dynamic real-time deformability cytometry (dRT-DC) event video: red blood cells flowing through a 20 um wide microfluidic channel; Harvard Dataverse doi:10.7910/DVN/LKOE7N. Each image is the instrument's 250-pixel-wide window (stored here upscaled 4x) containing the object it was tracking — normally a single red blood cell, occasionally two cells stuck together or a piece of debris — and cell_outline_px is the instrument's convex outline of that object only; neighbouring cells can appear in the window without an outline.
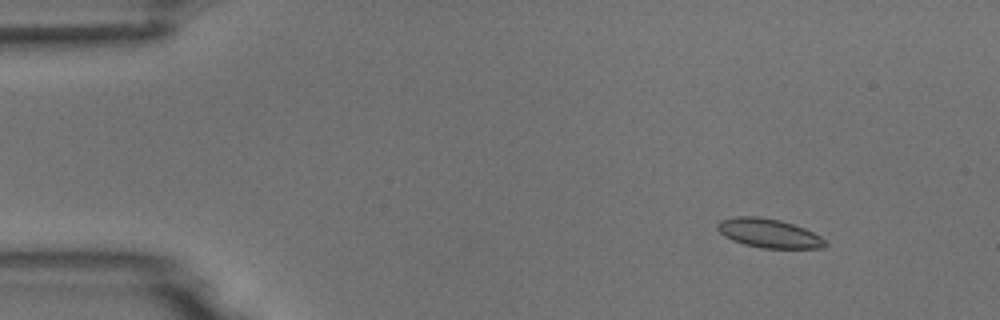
{"species": "common noctule bat (a hibernating species)", "species_latin": "Nyctalus noctula", "temperature_condition": "room temperature", "stored_images_in_passage": 5, "camera_frame_rate_fps": 3000, "um_per_image_px": 0.085, "animal": {"sex": "male", "body_mass_g": 18.8}, "frame": {"image": 1, "passage_image": 2, "time_ms": 1.0, "image_size_px": [1000, 320], "cell_outline_px": [[828, 244], [820, 248], [764, 248], [744, 244], [732, 240], [724, 236], [716, 228], [716, 224], [720, 220], [736, 216], [756, 216], [780, 220], [804, 228], [820, 236]], "centroid_in_image_um": [65.31, 19.82], "position_along_channel_um": 19.7, "area_um2": 18.09}}
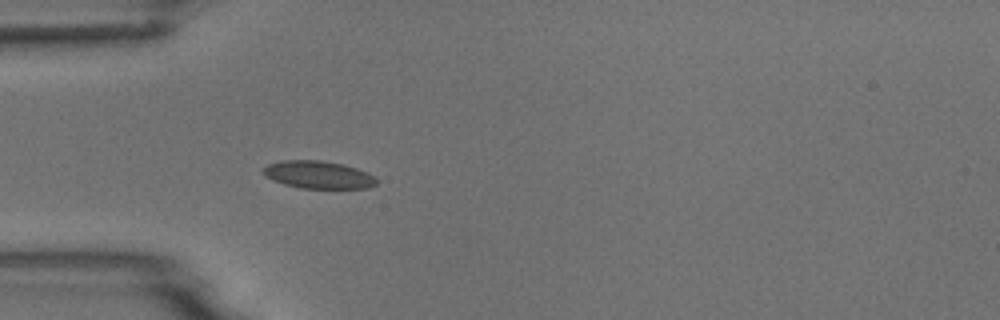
{"frame": {"image": 2, "passage_image": 5, "time_ms": 4.333, "image_size_px": [1000, 320], "cell_outline_px": [[376, 184], [368, 188], [300, 188], [284, 184], [272, 180], [264, 176], [260, 172], [260, 168], [268, 164], [284, 160], [320, 160], [344, 164], [368, 172], [376, 176]], "centroid_in_image_um": [27.02, 14.85], "position_along_channel_um": 58.0, "area_um2": 18.5}}